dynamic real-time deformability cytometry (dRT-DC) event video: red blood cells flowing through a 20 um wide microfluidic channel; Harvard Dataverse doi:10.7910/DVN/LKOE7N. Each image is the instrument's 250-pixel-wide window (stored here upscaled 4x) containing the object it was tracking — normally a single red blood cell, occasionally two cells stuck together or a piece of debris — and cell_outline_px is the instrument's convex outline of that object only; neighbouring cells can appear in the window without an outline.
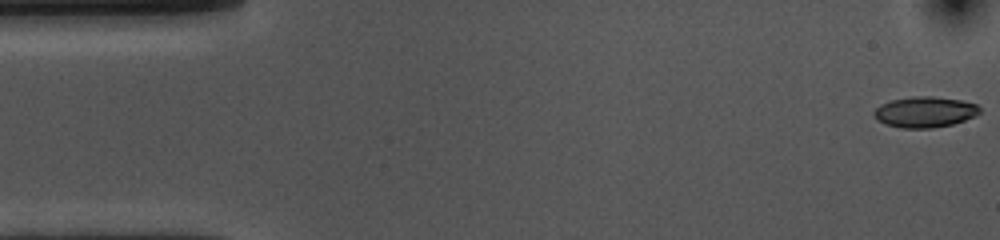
{"species": "common noctule bat (a hibernating species)", "species_latin": "Nyctalus noctula", "temperature_condition": "cold", "stored_images_in_passage": 55, "camera_frame_rate_fps": 3000, "um_per_image_px": 0.085, "animal": {"sex": "female", "body_mass_g": 10.0, "forearm_length_mm": 53.1}, "frame": {"image": 1, "passage_image": 1, "time_ms": 0.0, "image_size_px": [1000, 240], "cell_outline_px": [[980, 112], [976, 116], [952, 124], [932, 128], [900, 128], [876, 120], [872, 112], [880, 104], [892, 100], [912, 96], [932, 96], [960, 100], [976, 104], [980, 108]], "centroid_in_image_um": [78.59, 9.52], "position_along_channel_um": 6.4, "area_um2": 18.96}}
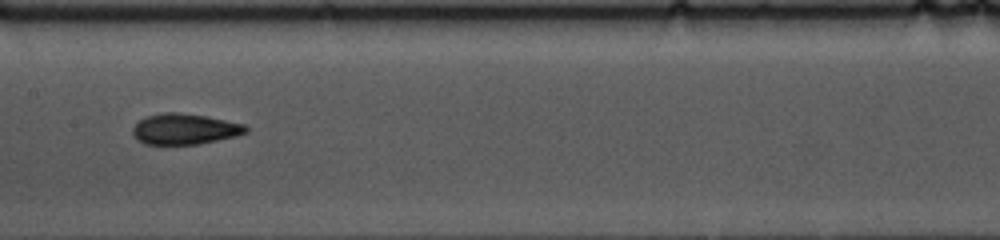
{"frame": {"image": 2, "passage_image": 26, "time_ms": 8.333, "image_size_px": [1000, 240], "cell_outline_px": [[248, 132], [236, 136], [200, 144], [144, 144], [136, 140], [132, 136], [132, 128], [144, 116], [164, 112], [180, 112], [204, 116], [244, 124], [248, 128]], "centroid_in_image_um": [15.66, 10.97], "position_along_channel_um": 191.7, "area_um2": 20.4}}
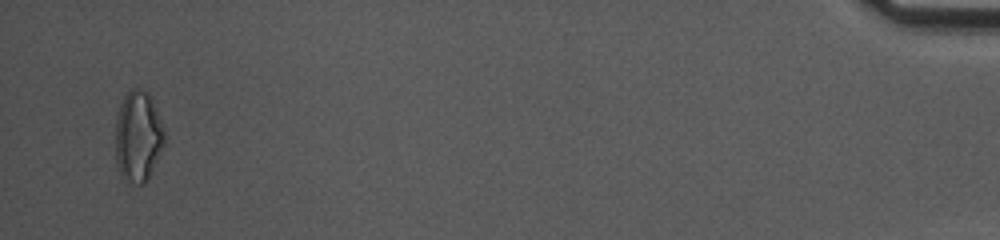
{"frame": {"image": 3, "passage_image": 53, "time_ms": 17.333, "image_size_px": [1000, 240], "cell_outline_px": [[164, 144], [148, 180], [144, 184], [124, 184], [120, 176], [116, 164], [116, 120], [120, 104], [124, 96], [132, 88], [140, 88], [148, 92], [152, 100], [164, 128]], "centroid_in_image_um": [11.72, 11.65], "position_along_channel_um": 423.5, "area_um2": 26.3}, "authors_computed_cell_mechanics": {"area_um2": 19.7676, "velocity_mm_per_s": 3.5883, "shape_relaxation_time_tau1_ms": 3.3825, "shape_relaxation_time_tau2_ms": 3.5357, "deformation_change_tau1": 0.1478, "deformation_change_tau2": 0.1107}}